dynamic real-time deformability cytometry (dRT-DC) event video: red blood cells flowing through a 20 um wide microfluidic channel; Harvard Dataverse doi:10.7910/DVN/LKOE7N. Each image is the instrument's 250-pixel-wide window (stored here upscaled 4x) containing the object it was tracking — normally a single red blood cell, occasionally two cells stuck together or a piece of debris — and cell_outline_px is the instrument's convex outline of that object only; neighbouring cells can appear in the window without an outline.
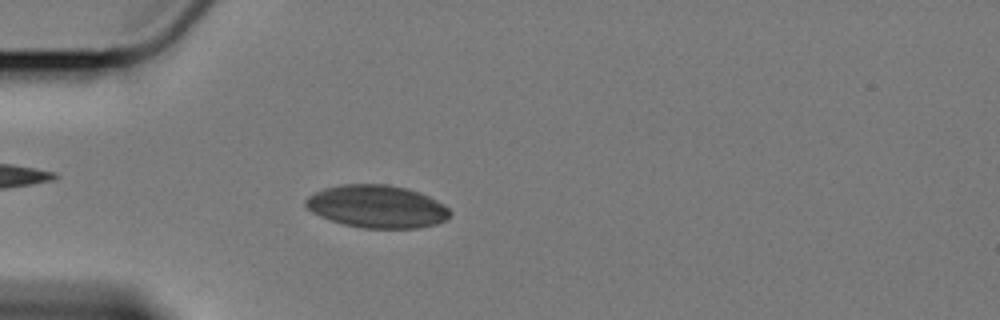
{"species": "Egyptian fruit bat (a non-hibernating species)", "species_latin": "Rousettus aegyptiacus", "temperature_condition": "cold", "stored_images_in_passage": 41, "camera_frame_rate_fps": 3000, "um_per_image_px": 0.085, "animal": {"sex": "female"}, "frame": {"image": 1, "passage_image": 4, "time_ms": 1.0, "image_size_px": [1000, 320], "cell_outline_px": [[452, 212], [448, 220], [436, 224], [416, 228], [360, 228], [344, 224], [320, 216], [312, 212], [304, 204], [304, 200], [308, 196], [324, 188], [340, 184], [388, 184], [408, 188], [420, 192], [444, 204]], "centroid_in_image_um": [32.06, 17.55], "position_along_channel_um": 52.9, "area_um2": 36.13}}
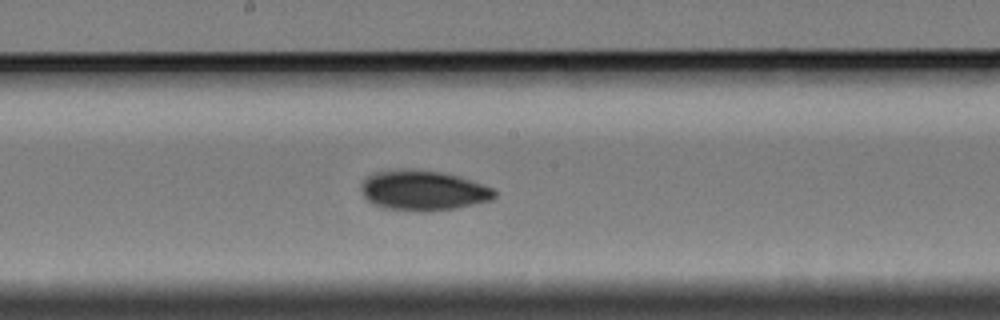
{"frame": {"image": 2, "passage_image": 19, "time_ms": 6.0, "image_size_px": [1000, 320], "cell_outline_px": [[496, 196], [492, 200], [456, 208], [424, 212], [412, 212], [384, 208], [372, 204], [364, 196], [360, 188], [360, 184], [364, 176], [372, 172], [388, 168], [416, 168], [444, 172], [460, 176], [472, 180], [492, 188], [496, 192]], "centroid_in_image_um": [35.9, 16.16], "position_along_channel_um": 212.3, "area_um2": 32.25}}
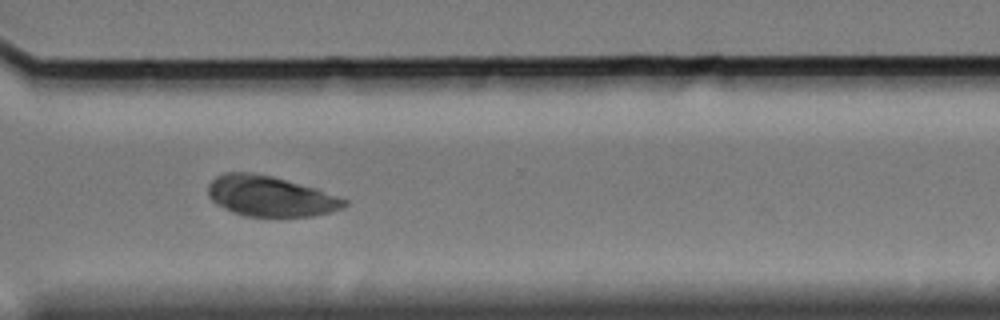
{"frame": {"image": 3, "passage_image": 31, "time_ms": 10.0, "image_size_px": [1000, 320], "cell_outline_px": [[348, 204], [344, 208], [312, 216], [280, 220], [244, 216], [232, 212], [216, 204], [208, 196], [208, 184], [216, 176], [224, 172], [248, 172], [272, 176], [316, 188], [348, 200]], "centroid_in_image_um": [22.97, 16.73], "position_along_channel_um": 347.6, "area_um2": 33.06}}